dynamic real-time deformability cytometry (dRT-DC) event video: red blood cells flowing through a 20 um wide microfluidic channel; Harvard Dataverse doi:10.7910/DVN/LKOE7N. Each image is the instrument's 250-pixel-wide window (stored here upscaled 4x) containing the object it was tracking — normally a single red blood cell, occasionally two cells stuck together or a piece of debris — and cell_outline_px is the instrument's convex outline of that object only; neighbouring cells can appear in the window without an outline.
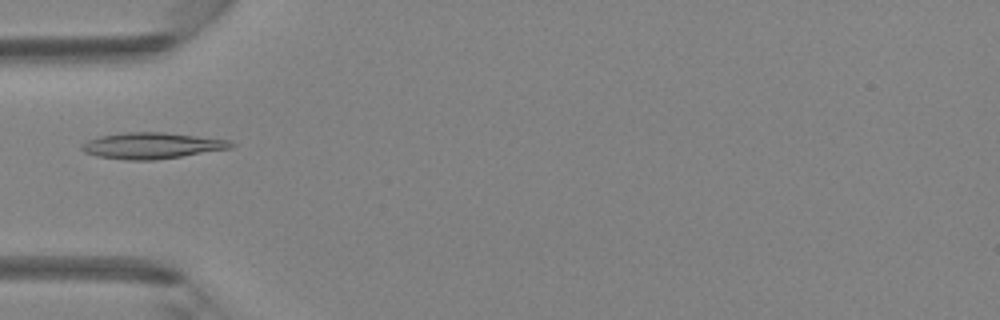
{"species": "Egyptian fruit bat (a non-hibernating species)", "species_latin": "Rousettus aegyptiacus", "temperature_condition": "room temperature", "stored_images_in_passage": 3, "camera_frame_rate_fps": 3000, "um_per_image_px": 0.085, "animal": {"sex": "female"}, "frame": {"image": 1, "passage_image": 3, "time_ms": 2.333, "image_size_px": [1000, 320], "cell_outline_px": [[236, 144], [232, 148], [156, 160], [128, 160], [96, 156], [84, 152], [80, 148], [80, 144], [88, 140], [100, 136], [124, 132], [164, 132], [232, 140]], "centroid_in_image_um": [12.92, 12.37], "position_along_channel_um": 72.1, "area_um2": 22.89}}